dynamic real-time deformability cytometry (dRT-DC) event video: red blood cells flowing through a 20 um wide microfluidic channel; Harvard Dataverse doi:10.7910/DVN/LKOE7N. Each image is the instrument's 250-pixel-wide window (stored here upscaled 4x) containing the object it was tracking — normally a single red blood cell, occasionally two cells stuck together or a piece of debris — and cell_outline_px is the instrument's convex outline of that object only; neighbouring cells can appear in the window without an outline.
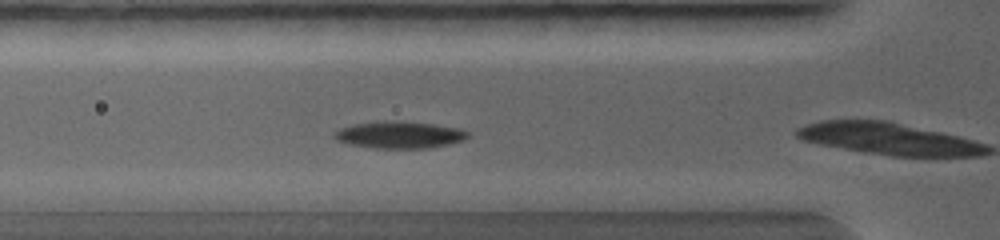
{"species": "common noctule bat (a hibernating species)", "species_latin": "Nyctalus noctula", "temperature_condition": "warm", "stored_images_in_passage": 31, "camera_frame_rate_fps": 5000, "um_per_image_px": 0.085, "animal": {"sex": "female", "body_mass_g": 19.0, "forearm_length_mm": 56.7}, "frame": {"image": 1, "passage_image": 6, "time_ms": 1.0, "image_size_px": [1000, 240], "cell_outline_px": [[468, 136], [464, 140], [448, 144], [428, 148], [376, 148], [348, 144], [336, 140], [332, 136], [340, 128], [352, 124], [376, 120], [384, 120], [432, 124], [460, 128], [468, 132]], "centroid_in_image_um": [33.91, 11.45], "position_along_channel_um": 91.9, "area_um2": 20.98}}
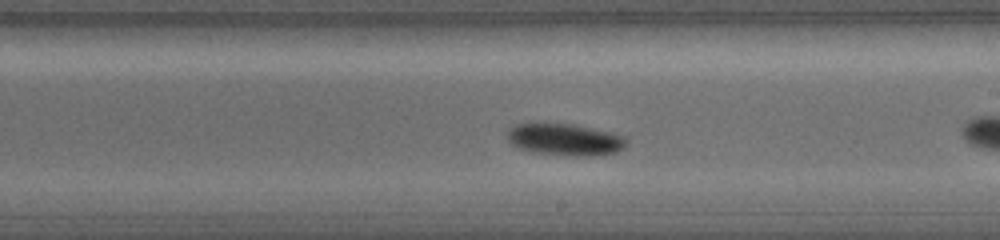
{"frame": {"image": 2, "passage_image": 17, "time_ms": 3.2, "image_size_px": [1000, 240], "cell_outline_px": [[628, 140], [616, 152], [588, 156], [576, 156], [532, 152], [520, 148], [512, 144], [508, 140], [508, 128], [512, 124], [532, 120], [544, 120], [576, 124], [624, 136]], "centroid_in_image_um": [47.89, 11.79], "position_along_channel_um": 241.1, "area_um2": 22.89}}
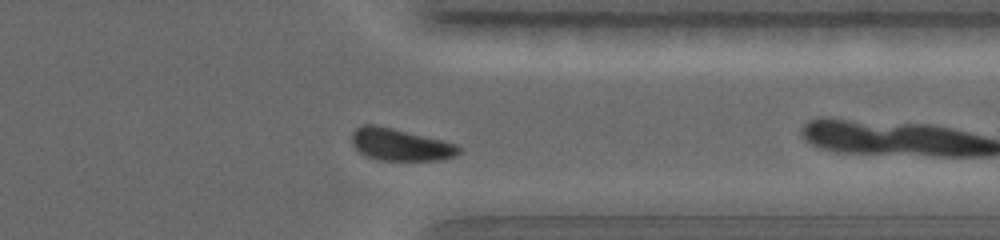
{"frame": {"image": 3, "passage_image": 27, "time_ms": 5.2, "image_size_px": [1000, 240], "cell_outline_px": [[460, 152], [456, 156], [440, 160], [380, 160], [368, 156], [360, 152], [352, 144], [352, 132], [356, 128], [364, 124], [376, 124], [444, 140], [456, 144], [460, 148]], "centroid_in_image_um": [34.04, 12.28], "position_along_channel_um": 377.4, "area_um2": 20.06}}